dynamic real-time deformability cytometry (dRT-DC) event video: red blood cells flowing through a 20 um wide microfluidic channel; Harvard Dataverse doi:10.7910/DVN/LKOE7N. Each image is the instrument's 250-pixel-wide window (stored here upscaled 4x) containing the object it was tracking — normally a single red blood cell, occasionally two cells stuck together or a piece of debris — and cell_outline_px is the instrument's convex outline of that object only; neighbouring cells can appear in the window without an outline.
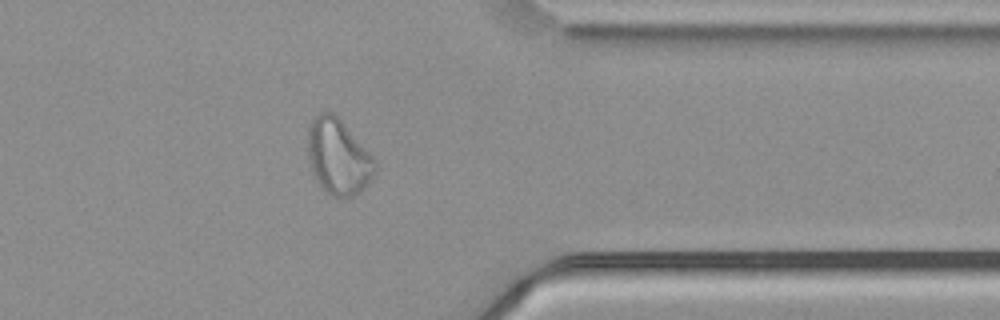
{"species": "common noctule bat (a hibernating species)", "species_latin": "Nyctalus noctula", "temperature_condition": "cold", "stored_images_in_passage": 41, "camera_frame_rate_fps": 3000, "um_per_image_px": 0.085, "animal": {"sex": "male", "body_mass_g": 21.5, "forearm_length_mm": 52.0}, "frame": {"image": 1, "passage_image": 30, "time_ms": 9.667, "image_size_px": [1000, 320], "cell_outline_px": [[376, 172], [368, 184], [360, 192], [352, 196], [332, 196], [316, 180], [312, 172], [308, 160], [308, 128], [312, 120], [320, 112], [332, 112], [344, 124], [376, 160]], "centroid_in_image_um": [28.75, 13.34], "position_along_channel_um": 382.6, "area_um2": 29.25}, "authors_computed_cell_mechanics": {"area_um2": 28.7266, "velocity_mm_per_s": 3.7229, "shape_relaxation_time_tau1_ms": null, "shape_relaxation_time_tau2_ms": 1.2452, "deformation_change_tau1": null, "deformation_change_tau2": 0.0885}}